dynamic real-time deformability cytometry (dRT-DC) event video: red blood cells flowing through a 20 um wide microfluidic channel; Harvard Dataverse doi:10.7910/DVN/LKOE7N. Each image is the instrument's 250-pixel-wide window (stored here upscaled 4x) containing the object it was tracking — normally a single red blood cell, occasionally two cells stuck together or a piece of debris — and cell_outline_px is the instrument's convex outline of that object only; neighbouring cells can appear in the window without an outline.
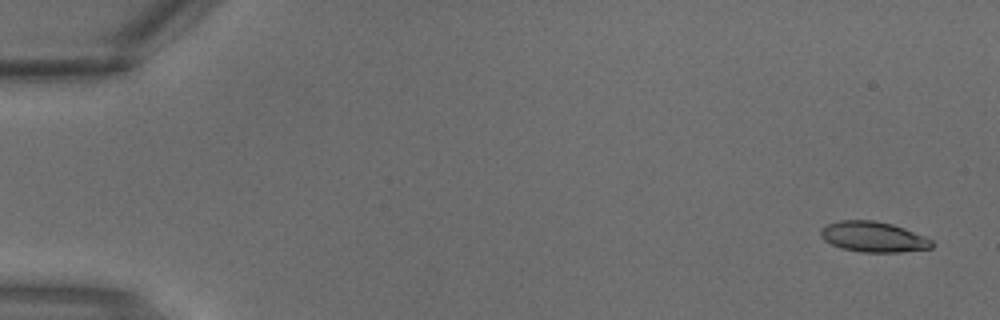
{"species": "common noctule bat (a hibernating species)", "species_latin": "Nyctalus noctula", "temperature_condition": "warm", "stored_images_in_passage": 2, "camera_frame_rate_fps": 3000, "um_per_image_px": 0.085, "animal": {"sex": "male", "body_mass_g": 18.8}, "frame": {"image": 1, "passage_image": 1, "time_ms": 0.0, "image_size_px": [1000, 320], "cell_outline_px": [[932, 248], [900, 252], [864, 252], [840, 248], [824, 240], [820, 236], [820, 228], [828, 224], [840, 220], [876, 220], [892, 224], [904, 228], [924, 236], [932, 240]], "centroid_in_image_um": [74.21, 20.12], "position_along_channel_um": 10.8, "area_um2": 19.71}}
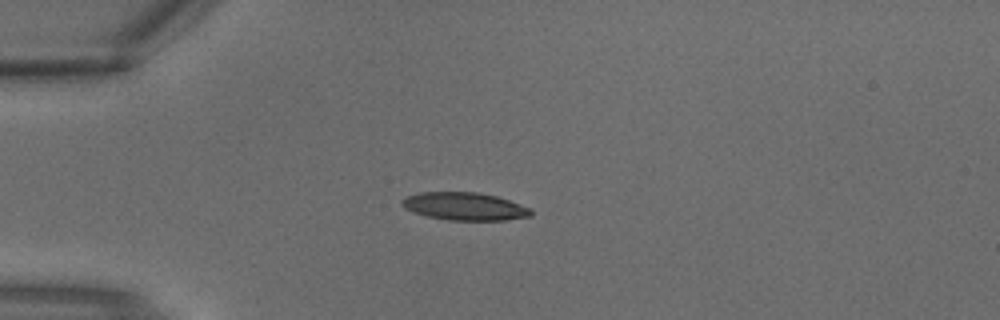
{"frame": {"image": 2, "passage_image": 2, "time_ms": 0.333, "image_size_px": [1000, 320], "cell_outline_px": [[532, 216], [504, 220], [448, 220], [428, 216], [412, 212], [404, 208], [400, 204], [400, 200], [408, 196], [420, 192], [476, 192], [496, 196], [532, 208]], "centroid_in_image_um": [39.48, 17.54], "position_along_channel_um": 45.5, "area_um2": 20.92}}